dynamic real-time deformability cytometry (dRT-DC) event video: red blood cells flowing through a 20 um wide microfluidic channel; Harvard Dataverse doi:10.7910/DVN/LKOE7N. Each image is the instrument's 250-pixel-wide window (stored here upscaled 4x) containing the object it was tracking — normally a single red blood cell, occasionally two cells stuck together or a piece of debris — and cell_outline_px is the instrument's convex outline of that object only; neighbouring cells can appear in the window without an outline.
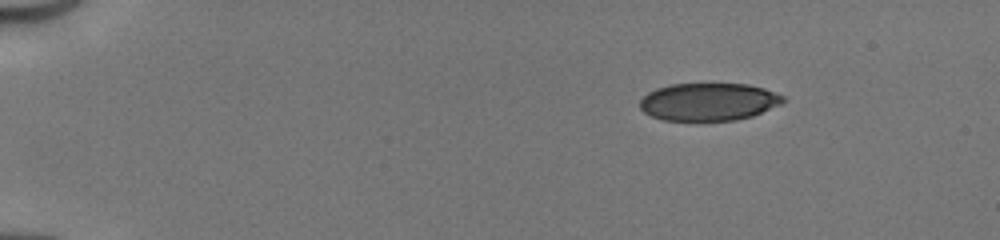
{"species": "human", "species_latin": "Homo sapiens", "temperature_condition": "cold", "stored_images_in_passage": 43, "camera_frame_rate_fps": 3000, "um_per_image_px": 0.085, "donor": {"sex": "male"}, "frame": {"image": 1, "passage_image": 1, "time_ms": 0.0, "image_size_px": [1000, 240], "cell_outline_px": [[788, 100], [780, 104], [752, 116], [736, 120], [664, 120], [652, 116], [644, 112], [640, 108], [640, 100], [648, 92], [656, 88], [672, 84], [748, 84], [764, 88], [784, 96]], "centroid_in_image_um": [60.24, 8.65], "position_along_channel_um": 24.8, "area_um2": 31.33}}
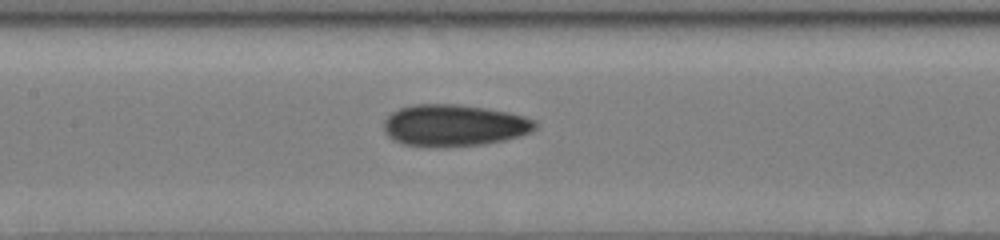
{"frame": {"image": 2, "passage_image": 19, "time_ms": 6.0, "image_size_px": [1000, 240], "cell_outline_px": [[536, 128], [532, 132], [520, 136], [504, 140], [484, 144], [444, 148], [428, 148], [400, 144], [392, 140], [384, 132], [384, 120], [392, 112], [400, 108], [416, 104], [460, 104], [508, 112], [524, 116], [536, 120]], "centroid_in_image_um": [38.57, 10.68], "position_along_channel_um": 168.8, "area_um2": 37.51}}
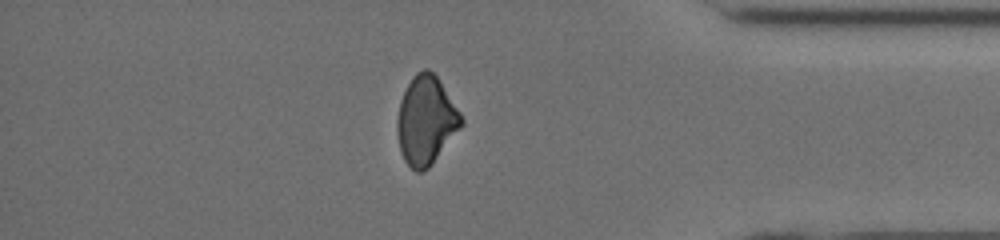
{"frame": {"image": 3, "passage_image": 37, "time_ms": 12.0, "image_size_px": [1000, 240], "cell_outline_px": [[464, 124], [432, 164], [424, 172], [416, 172], [404, 160], [400, 152], [396, 132], [396, 120], [400, 100], [412, 76], [416, 72], [424, 68], [428, 68], [436, 76], [460, 112], [464, 120]], "centroid_in_image_um": [36.19, 10.25], "position_along_channel_um": 399.0, "area_um2": 33.18}, "authors_computed_cell_mechanics": {"area_um2": 34.5644, "velocity_mm_per_s": 4.1834, "shape_relaxation_time_tau1_ms": 9.1521, "shape_relaxation_time_tau2_ms": 2.8042, "deformation_change_tau1": 0.152, "deformation_change_tau2": 0.097}}